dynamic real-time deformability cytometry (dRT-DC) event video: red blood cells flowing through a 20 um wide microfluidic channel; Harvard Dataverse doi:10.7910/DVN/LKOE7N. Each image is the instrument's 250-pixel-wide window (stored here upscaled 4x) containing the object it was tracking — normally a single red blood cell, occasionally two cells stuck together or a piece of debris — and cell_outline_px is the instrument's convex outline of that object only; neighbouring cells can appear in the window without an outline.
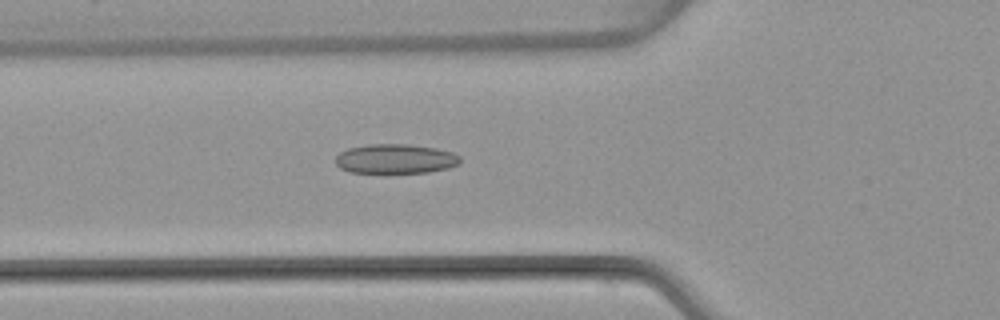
{"species": "common noctule bat (a hibernating species)", "species_latin": "Nyctalus noctula", "temperature_condition": "warm", "stored_images_in_passage": 29, "camera_frame_rate_fps": 3000, "um_per_image_px": 0.085, "animal": {"sex": "female", "body_mass_g": 22.7, "forearm_length_mm": 54.2}, "frame": {"image": 1, "passage_image": 12, "time_ms": 3.667, "image_size_px": [1000, 320], "cell_outline_px": [[460, 164], [448, 168], [428, 172], [348, 172], [340, 168], [336, 164], [336, 156], [340, 152], [348, 148], [368, 144], [408, 144], [436, 148], [452, 152], [460, 156]], "centroid_in_image_um": [33.61, 13.49], "position_along_channel_um": 92.2, "area_um2": 21.39}}
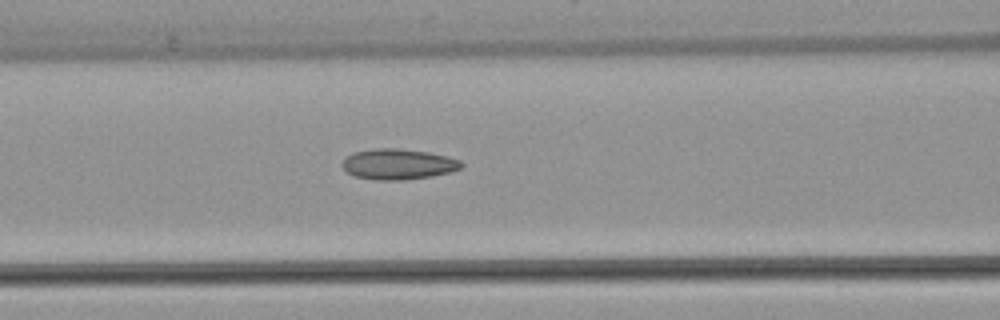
{"frame": {"image": 2, "passage_image": 15, "time_ms": 4.667, "image_size_px": [1000, 320], "cell_outline_px": [[464, 164], [460, 168], [452, 172], [432, 176], [404, 180], [376, 180], [356, 176], [348, 172], [340, 164], [352, 152], [376, 148], [396, 148], [428, 152], [448, 156], [460, 160]], "centroid_in_image_um": [33.87, 13.95], "position_along_channel_um": 132.7, "area_um2": 21.27}}
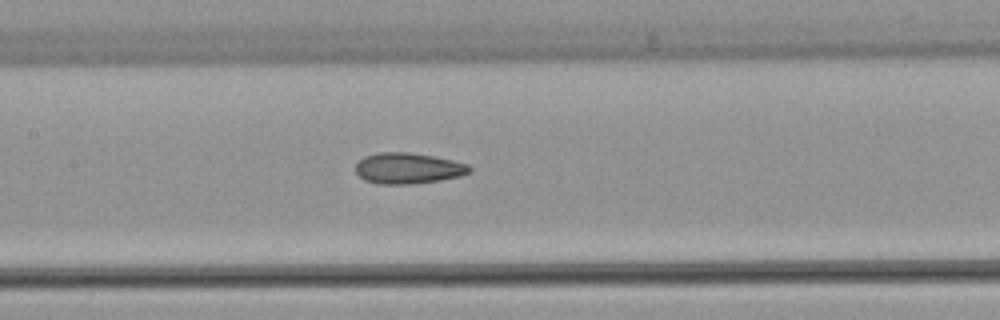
{"frame": {"image": 3, "passage_image": 18, "time_ms": 5.667, "image_size_px": [1000, 320], "cell_outline_px": [[472, 168], [468, 172], [460, 176], [440, 180], [416, 184], [380, 184], [364, 180], [356, 172], [356, 164], [364, 156], [380, 152], [408, 152], [432, 156], [452, 160], [468, 164]], "centroid_in_image_um": [34.67, 14.31], "position_along_channel_um": 172.7, "area_um2": 20.46}}